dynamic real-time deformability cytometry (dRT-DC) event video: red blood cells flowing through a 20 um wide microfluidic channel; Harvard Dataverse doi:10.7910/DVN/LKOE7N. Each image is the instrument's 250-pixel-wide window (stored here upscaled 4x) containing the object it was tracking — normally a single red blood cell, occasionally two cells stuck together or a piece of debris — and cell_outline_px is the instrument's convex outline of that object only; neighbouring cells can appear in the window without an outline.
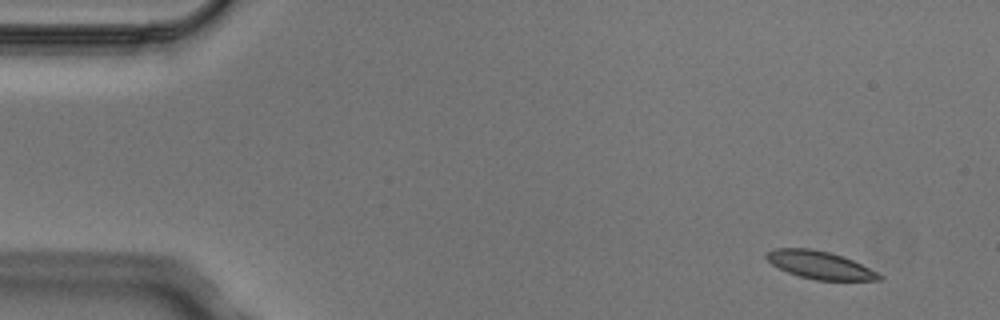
{"species": "Egyptian fruit bat (a non-hibernating species)", "species_latin": "Rousettus aegyptiacus", "temperature_condition": "cold", "stored_images_in_passage": 4, "camera_frame_rate_fps": 3000, "um_per_image_px": 0.085, "animal": {"sex": "male"}, "frame": {"image": 1, "passage_image": 1, "time_ms": 0.0, "image_size_px": [1000, 320], "cell_outline_px": [[884, 280], [816, 280], [800, 276], [788, 272], [772, 264], [764, 256], [764, 252], [776, 248], [812, 248], [828, 252], [852, 260], [884, 276]], "centroid_in_image_um": [69.66, 22.52], "position_along_channel_um": 15.3, "area_um2": 18.03}}
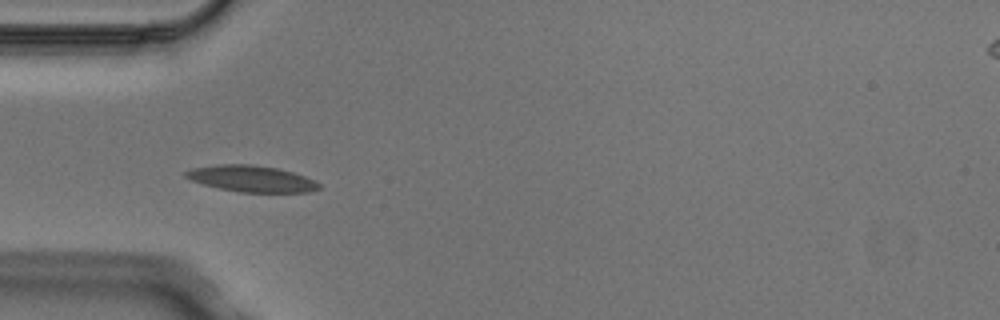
{"frame": {"image": 2, "passage_image": 4, "time_ms": 1.0, "image_size_px": [1000, 320], "cell_outline_px": [[320, 188], [308, 192], [240, 192], [220, 188], [204, 184], [192, 180], [184, 176], [184, 172], [192, 168], [220, 164], [252, 164], [276, 168], [292, 172], [304, 176], [320, 184]], "centroid_in_image_um": [21.36, 15.18], "position_along_channel_um": 63.6, "area_um2": 20.17}}